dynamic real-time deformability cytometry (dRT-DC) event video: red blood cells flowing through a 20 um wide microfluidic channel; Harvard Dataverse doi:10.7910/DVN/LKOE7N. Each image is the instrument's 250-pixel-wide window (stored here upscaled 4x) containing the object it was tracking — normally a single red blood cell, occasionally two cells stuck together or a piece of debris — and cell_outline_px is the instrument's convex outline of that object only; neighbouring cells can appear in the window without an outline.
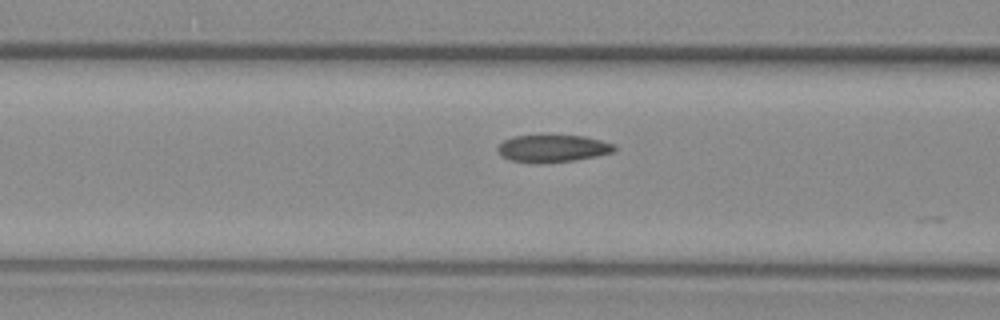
{"species": "common noctule bat (a hibernating species)", "species_latin": "Nyctalus noctula", "temperature_condition": "warm", "stored_images_in_passage": 30, "camera_frame_rate_fps": 3000, "um_per_image_px": 0.085, "animal": {"sex": "female", "body_mass_g": 29.2, "forearm_length_mm": 56.3}, "frame": {"image": 1, "passage_image": 11, "time_ms": 3.333, "image_size_px": [1000, 320], "cell_outline_px": [[616, 148], [612, 152], [596, 156], [576, 160], [536, 164], [512, 160], [500, 156], [496, 148], [504, 140], [512, 136], [584, 136], [616, 144]], "centroid_in_image_um": [46.96, 12.63], "position_along_channel_um": 119.6, "area_um2": 18.55}}
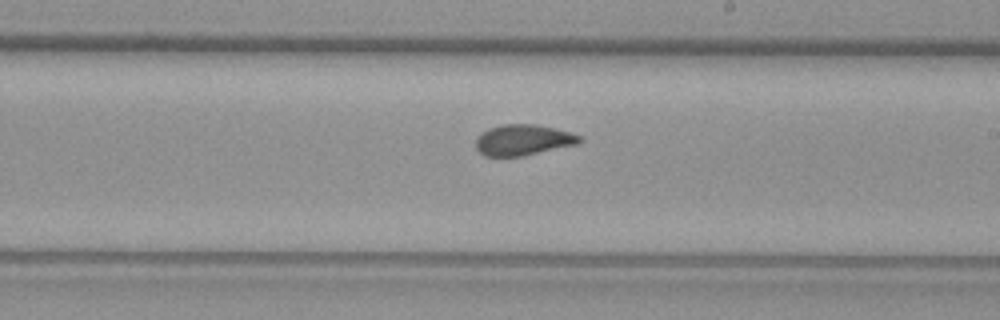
{"frame": {"image": 2, "passage_image": 21, "time_ms": 6.667, "image_size_px": [1000, 320], "cell_outline_px": [[584, 140], [580, 144], [520, 156], [484, 156], [476, 148], [476, 136], [480, 132], [488, 128], [500, 124], [536, 124], [572, 132], [580, 136]], "centroid_in_image_um": [44.47, 11.88], "position_along_channel_um": 244.5, "area_um2": 18.9}}
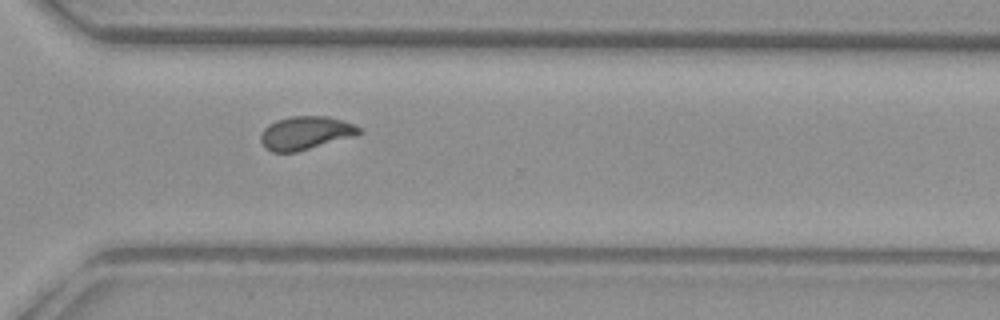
{"frame": {"image": 3, "passage_image": 29, "time_ms": 9.333, "image_size_px": [1000, 320], "cell_outline_px": [[364, 132], [356, 136], [296, 152], [272, 152], [264, 148], [260, 140], [260, 136], [264, 128], [268, 124], [276, 120], [292, 116], [328, 116], [352, 124], [360, 128]], "centroid_in_image_um": [25.96, 11.31], "position_along_channel_um": 344.6, "area_um2": 19.19}}